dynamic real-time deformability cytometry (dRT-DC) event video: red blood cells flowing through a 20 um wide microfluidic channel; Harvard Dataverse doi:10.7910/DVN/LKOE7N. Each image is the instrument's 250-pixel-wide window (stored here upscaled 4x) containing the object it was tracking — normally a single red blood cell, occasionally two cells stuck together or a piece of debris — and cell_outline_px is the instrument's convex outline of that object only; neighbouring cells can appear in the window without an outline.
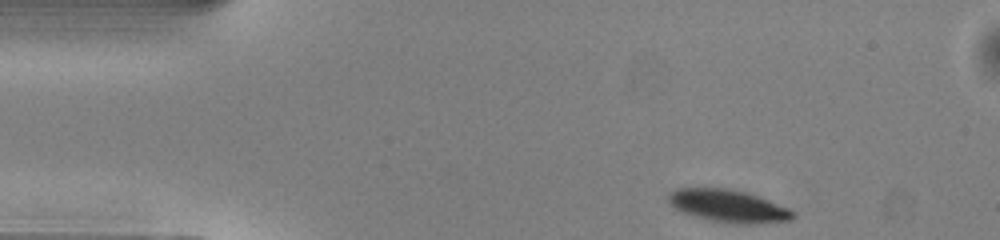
{"species": "common noctule bat (a hibernating species)", "species_latin": "Nyctalus noctula", "temperature_condition": "warm", "stored_images_in_passage": 45, "camera_frame_rate_fps": 3000, "um_per_image_px": 0.085, "animal": {"sex": "male", "body_mass_g": 13.0, "forearm_length_mm": 53.1}, "frame": {"image": 1, "passage_image": 1, "time_ms": 0.0, "image_size_px": [1000, 240], "cell_outline_px": [[796, 216], [792, 220], [744, 224], [740, 224], [712, 220], [684, 212], [676, 208], [668, 200], [668, 196], [676, 188], [728, 188], [744, 192], [768, 200], [788, 208]], "centroid_in_image_um": [61.92, 17.5], "position_along_channel_um": 23.1, "area_um2": 22.89}}
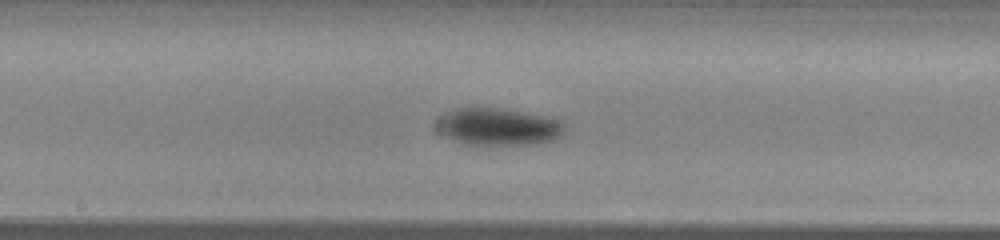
{"frame": {"image": 2, "passage_image": 20, "time_ms": 6.333, "image_size_px": [1000, 240], "cell_outline_px": [[564, 132], [556, 140], [532, 144], [468, 144], [452, 140], [444, 136], [436, 120], [436, 116], [440, 112], [452, 108], [504, 108], [544, 116], [556, 120], [564, 124]], "centroid_in_image_um": [42.29, 10.75], "position_along_channel_um": 205.9, "area_um2": 27.8}}
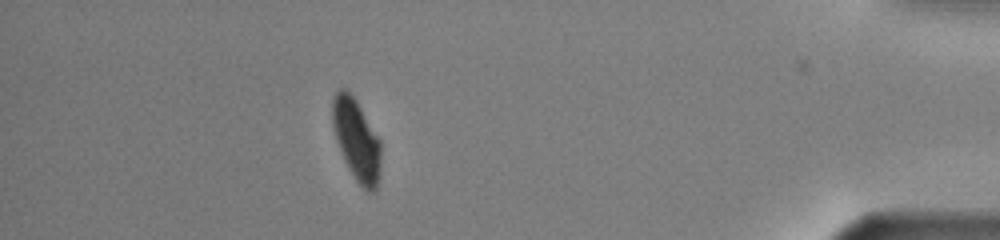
{"frame": {"image": 3, "passage_image": 39, "time_ms": 12.667, "image_size_px": [1000, 240], "cell_outline_px": [[380, 176], [376, 188], [372, 192], [368, 192], [356, 180], [344, 160], [336, 140], [332, 124], [332, 96], [340, 88], [348, 88], [356, 100], [380, 140]], "centroid_in_image_um": [30.29, 11.85], "position_along_channel_um": 404.9, "area_um2": 23.0}, "authors_computed_cell_mechanics": {"area_um2": 25.8366, "velocity_mm_per_s": 4.0054, "shape_relaxation_time_tau1_ms": 2.7936, "shape_relaxation_time_tau2_ms": null, "deformation_change_tau1": 0.1027, "deformation_change_tau2": null}}